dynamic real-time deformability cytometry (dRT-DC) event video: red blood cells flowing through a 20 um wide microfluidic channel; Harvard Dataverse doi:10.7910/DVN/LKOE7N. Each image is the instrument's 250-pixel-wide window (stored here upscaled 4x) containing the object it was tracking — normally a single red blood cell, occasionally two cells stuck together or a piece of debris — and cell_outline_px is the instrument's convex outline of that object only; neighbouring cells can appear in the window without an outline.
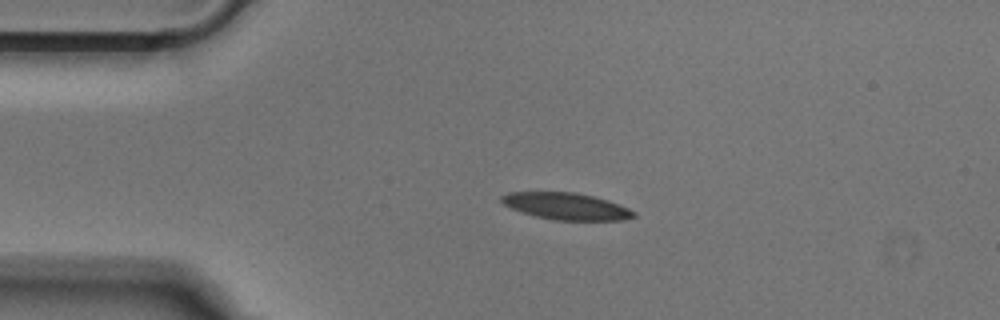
{"species": "Egyptian fruit bat (a non-hibernating species)", "species_latin": "Rousettus aegyptiacus", "temperature_condition": "cold", "stored_images_in_passage": 42, "camera_frame_rate_fps": 3000, "um_per_image_px": 0.085, "animal": {"sex": "male"}, "frame": {"image": 1, "passage_image": 1, "time_ms": 0.0, "image_size_px": [1000, 320], "cell_outline_px": [[636, 216], [620, 220], [552, 220], [520, 212], [504, 204], [500, 200], [500, 196], [508, 192], [576, 192], [608, 200], [620, 204], [636, 212]], "centroid_in_image_um": [48.12, 17.53], "position_along_channel_um": 36.9, "area_um2": 20.69}}
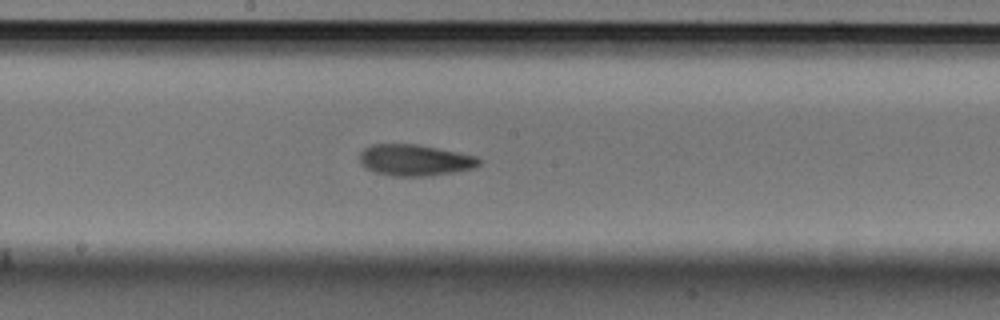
{"frame": {"image": 2, "passage_image": 17, "time_ms": 5.333, "image_size_px": [1000, 320], "cell_outline_px": [[484, 160], [476, 168], [456, 172], [432, 176], [392, 176], [376, 172], [360, 164], [360, 152], [364, 148], [372, 144], [416, 144], [476, 156]], "centroid_in_image_um": [35.3, 13.62], "position_along_channel_um": 212.9, "area_um2": 21.91}}
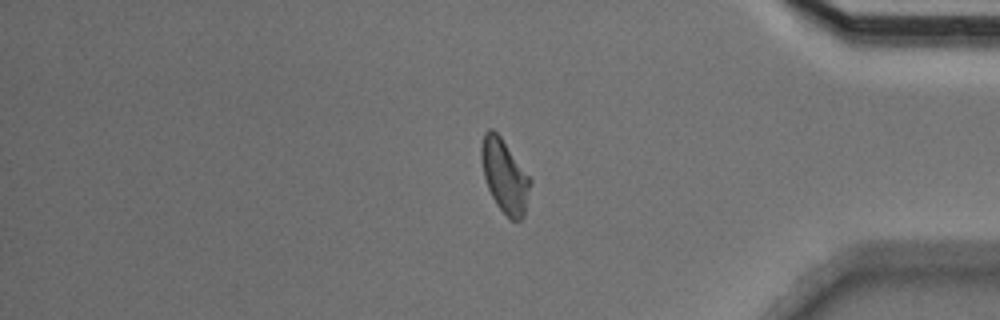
{"frame": {"image": 3, "passage_image": 33, "time_ms": 10.667, "image_size_px": [1000, 320], "cell_outline_px": [[532, 184], [524, 216], [520, 220], [512, 220], [496, 204], [488, 188], [484, 176], [480, 156], [480, 148], [484, 132], [488, 128], [492, 128], [500, 136], [532, 180]], "centroid_in_image_um": [42.89, 14.95], "position_along_channel_um": 392.3, "area_um2": 20.81}}